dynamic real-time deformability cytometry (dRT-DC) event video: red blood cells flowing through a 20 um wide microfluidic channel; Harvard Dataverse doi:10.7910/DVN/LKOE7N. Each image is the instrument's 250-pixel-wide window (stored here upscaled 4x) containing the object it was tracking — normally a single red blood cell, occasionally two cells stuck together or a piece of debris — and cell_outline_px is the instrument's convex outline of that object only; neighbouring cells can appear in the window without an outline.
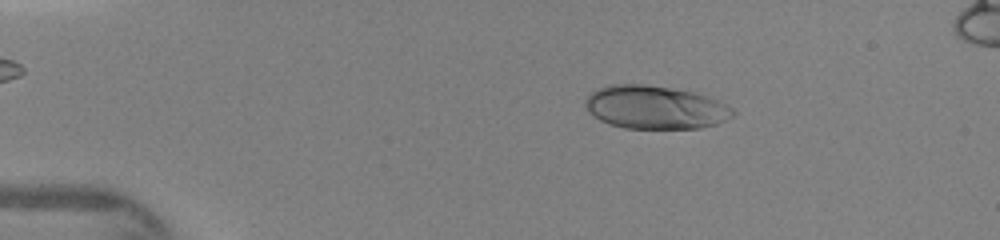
{"species": "human", "species_latin": "Homo sapiens", "temperature_condition": "warm", "stored_images_in_passage": 44, "camera_frame_rate_fps": 3000, "um_per_image_px": 0.085, "donor": {"sex": "female"}, "frame": {"image": 1, "passage_image": 7, "time_ms": 1.667, "image_size_px": [1000, 240], "cell_outline_px": [[736, 116], [728, 120], [716, 124], [700, 128], [624, 128], [608, 124], [600, 120], [588, 112], [584, 104], [584, 100], [596, 88], [608, 84], [648, 84], [692, 92], [716, 100], [732, 108], [736, 112]], "centroid_in_image_um": [55.66, 9.12], "position_along_channel_um": 29.3, "area_um2": 37.34}}
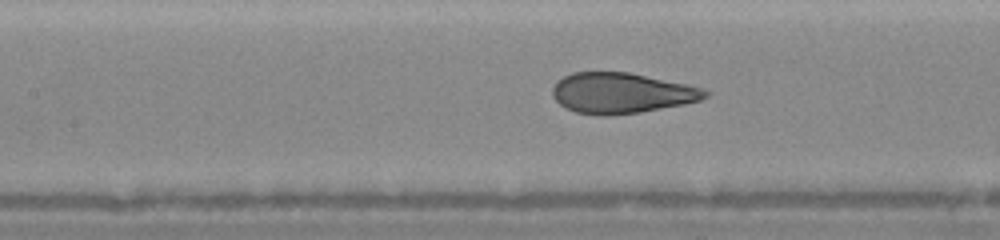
{"frame": {"image": 2, "passage_image": 20, "time_ms": 6.0, "image_size_px": [1000, 240], "cell_outline_px": [[712, 92], [708, 96], [700, 100], [684, 104], [640, 112], [608, 116], [596, 116], [576, 112], [564, 108], [552, 96], [552, 88], [556, 80], [572, 72], [628, 72], [688, 84], [704, 88]], "centroid_in_image_um": [52.82, 7.91], "position_along_channel_um": 154.6, "area_um2": 36.47}}
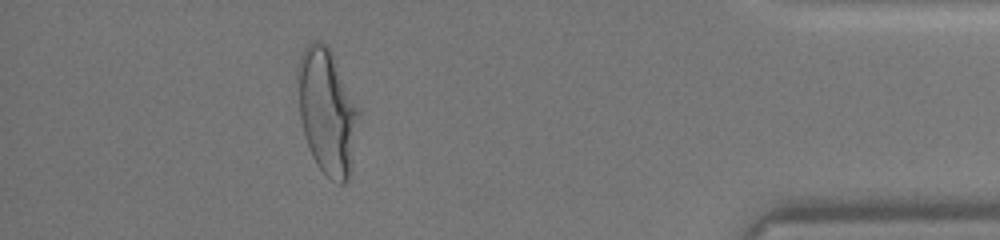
{"frame": {"image": 3, "passage_image": 40, "time_ms": 12.667, "image_size_px": [1000, 240], "cell_outline_px": [[360, 116], [352, 160], [348, 180], [344, 184], [340, 184], [332, 180], [316, 164], [312, 156], [304, 132], [300, 116], [296, 72], [300, 56], [304, 48], [312, 40], [316, 40], [328, 44], [332, 52], [360, 112]], "centroid_in_image_um": [27.79, 9.44], "position_along_channel_um": 407.4, "area_um2": 44.45}}